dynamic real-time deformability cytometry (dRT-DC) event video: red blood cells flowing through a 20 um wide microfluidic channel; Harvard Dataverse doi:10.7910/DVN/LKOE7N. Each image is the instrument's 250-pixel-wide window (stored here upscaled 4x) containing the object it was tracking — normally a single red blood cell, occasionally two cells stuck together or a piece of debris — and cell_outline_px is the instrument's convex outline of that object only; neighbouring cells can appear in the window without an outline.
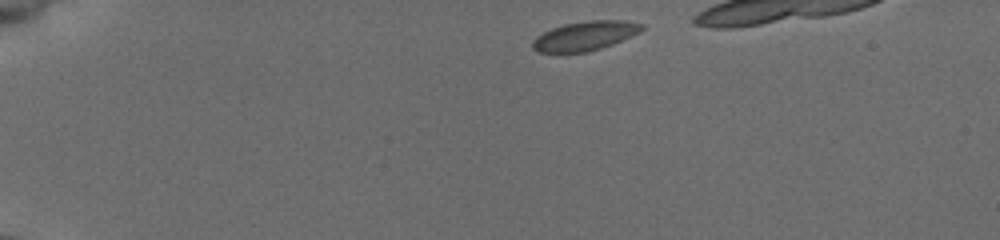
{"species": "common noctule bat (a hibernating species)", "species_latin": "Nyctalus noctula", "temperature_condition": "cold", "stored_images_in_passage": 14, "camera_frame_rate_fps": 3000, "um_per_image_px": 0.085, "animal": {"sex": "female", "body_mass_g": 19.5, "forearm_length_mm": 54.1}, "frame": {"image": 1, "passage_image": 1, "time_ms": 0.0, "image_size_px": [1000, 240], "cell_outline_px": [[644, 28], [640, 32], [632, 36], [612, 44], [588, 52], [536, 52], [532, 48], [532, 40], [536, 36], [552, 28], [564, 24], [588, 20], [628, 20], [644, 24]], "centroid_in_image_um": [49.74, 3.04], "position_along_channel_um": 35.3, "area_um2": 18.73}}
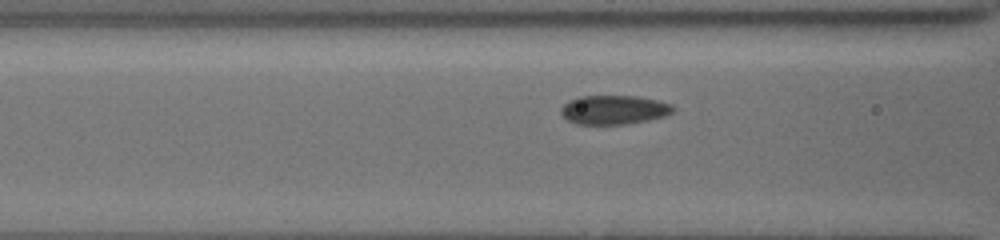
{"frame": {"image": 2, "passage_image": 11, "time_ms": 3.333, "image_size_px": [1000, 240], "cell_outline_px": [[676, 108], [672, 112], [664, 116], [648, 120], [628, 124], [576, 124], [568, 120], [560, 112], [560, 108], [568, 100], [576, 96], [636, 96], [656, 100], [672, 104]], "centroid_in_image_um": [52.17, 9.33], "position_along_channel_um": 114.4, "area_um2": 19.07}}
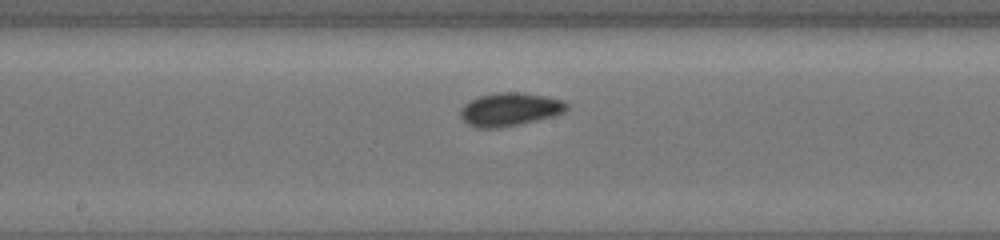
{"frame": {"image": 3, "passage_image": 14, "time_ms": 4.333, "image_size_px": [1000, 240], "cell_outline_px": [[568, 108], [564, 112], [552, 116], [520, 124], [500, 128], [476, 128], [468, 124], [460, 116], [460, 108], [464, 104], [480, 96], [500, 92], [524, 92], [564, 100], [568, 104]], "centroid_in_image_um": [43.33, 9.3], "position_along_channel_um": 204.9, "area_um2": 20.58}}